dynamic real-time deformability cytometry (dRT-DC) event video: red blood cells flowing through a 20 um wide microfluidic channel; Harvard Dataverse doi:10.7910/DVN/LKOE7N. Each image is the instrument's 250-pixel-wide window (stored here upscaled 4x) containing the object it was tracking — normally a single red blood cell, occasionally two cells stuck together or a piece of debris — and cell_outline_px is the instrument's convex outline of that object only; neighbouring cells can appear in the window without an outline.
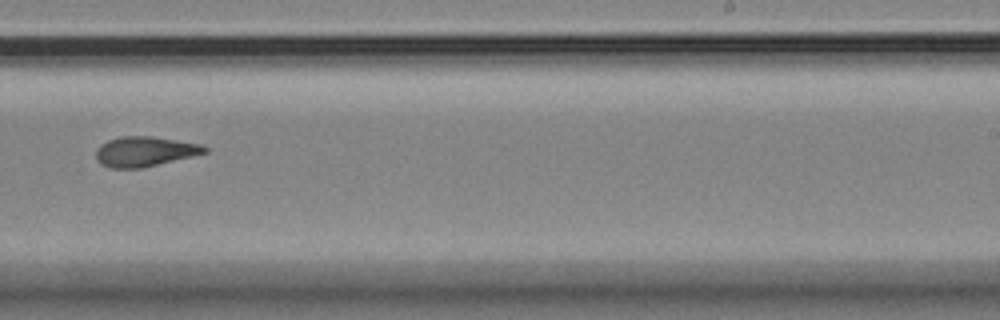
{"species": "Egyptian fruit bat (a non-hibernating species)", "species_latin": "Rousettus aegyptiacus", "temperature_condition": "room temperature", "stored_images_in_passage": 16, "camera_frame_rate_fps": 3000, "um_per_image_px": 0.085, "animal": {"sex": "female"}, "frame": {"image": 1, "passage_image": 10, "time_ms": 10.667, "image_size_px": [1000, 320], "cell_outline_px": [[208, 152], [192, 156], [140, 168], [112, 168], [100, 164], [96, 160], [96, 148], [100, 144], [108, 140], [120, 136], [152, 136], [204, 144], [208, 148]], "centroid_in_image_um": [12.3, 12.86], "position_along_channel_um": 276.7, "area_um2": 19.07}}
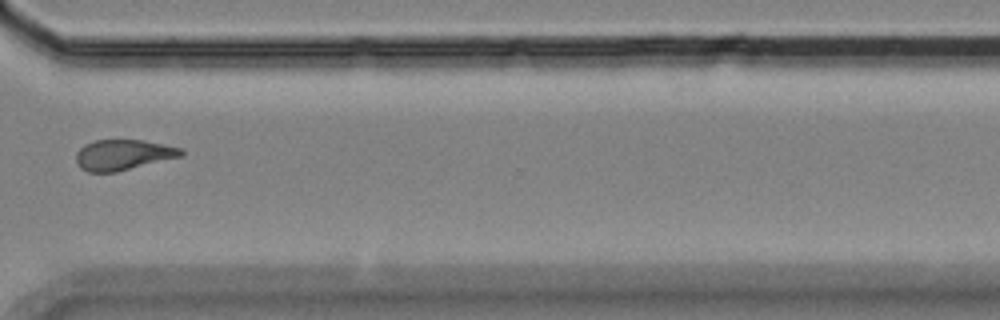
{"frame": {"image": 2, "passage_image": 12, "time_ms": 13.0, "image_size_px": [1000, 320], "cell_outline_px": [[184, 152], [180, 156], [116, 172], [88, 172], [80, 168], [76, 164], [76, 152], [84, 144], [96, 140], [144, 140], [184, 148]], "centroid_in_image_um": [10.44, 13.15], "position_along_channel_um": 360.2, "area_um2": 18.67}}
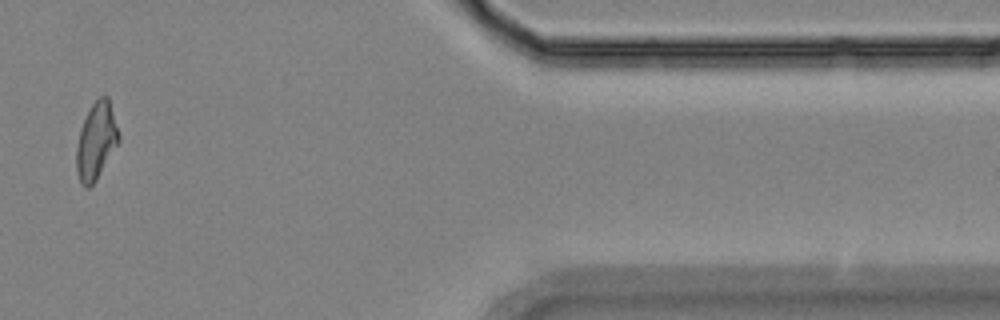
{"frame": {"image": 3, "passage_image": 14, "time_ms": 15.333, "image_size_px": [1000, 320], "cell_outline_px": [[120, 140], [96, 180], [88, 188], [84, 188], [80, 184], [76, 172], [76, 148], [80, 128], [92, 104], [100, 96], [108, 96], [120, 136]], "centroid_in_image_um": [8.16, 12.02], "position_along_channel_um": 403.2, "area_um2": 18.9}, "authors_computed_cell_mechanics": {"area_um2": 19.1029, "velocity_mm_per_s": 3.5785, "shape_relaxation_time_tau1_ms": null, "shape_relaxation_time_tau2_ms": 3.8487, "deformation_change_tau1": null, "deformation_change_tau2": 0.1182}}